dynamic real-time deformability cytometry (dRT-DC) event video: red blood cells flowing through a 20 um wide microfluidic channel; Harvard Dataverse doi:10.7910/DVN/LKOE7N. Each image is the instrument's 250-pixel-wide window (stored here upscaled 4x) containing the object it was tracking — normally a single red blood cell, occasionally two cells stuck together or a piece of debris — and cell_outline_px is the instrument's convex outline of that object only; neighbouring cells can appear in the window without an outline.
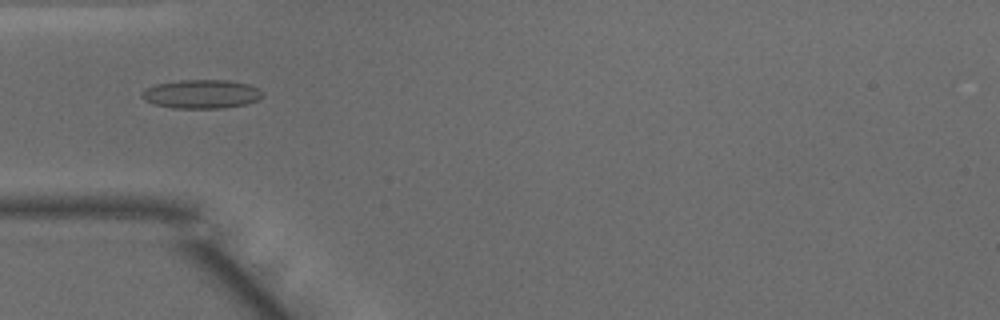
{"species": "common noctule bat (a hibernating species)", "species_latin": "Nyctalus noctula", "temperature_condition": "warm", "stored_images_in_passage": 38, "camera_frame_rate_fps": 3000, "um_per_image_px": 0.085, "animal": {"sex": "male", "body_mass_g": 15.6}, "frame": {"image": 1, "passage_image": 4, "time_ms": 1.0, "image_size_px": [1000, 320], "cell_outline_px": [[264, 96], [256, 100], [244, 104], [224, 108], [172, 108], [152, 104], [144, 100], [140, 96], [140, 92], [144, 88], [156, 84], [180, 80], [228, 80], [248, 84], [264, 92]], "centroid_in_image_um": [17.07, 7.99], "position_along_channel_um": 67.9, "area_um2": 20.4}}
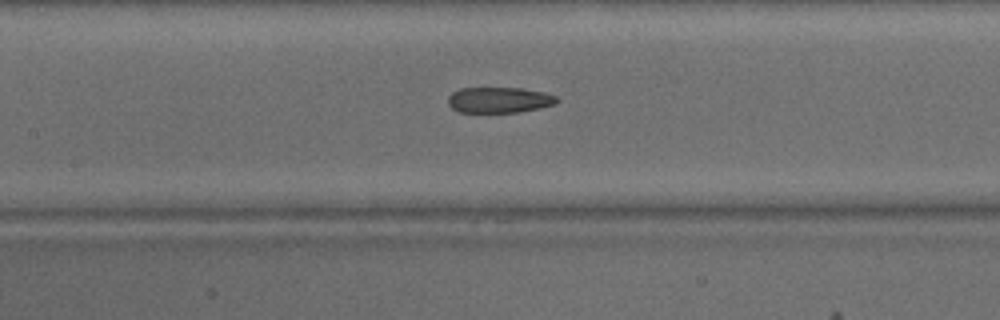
{"frame": {"image": 2, "passage_image": 11, "time_ms": 3.333, "image_size_px": [1000, 320], "cell_outline_px": [[560, 100], [556, 104], [540, 108], [516, 112], [460, 112], [452, 108], [448, 104], [448, 96], [452, 92], [460, 88], [520, 88], [544, 92], [556, 96]], "centroid_in_image_um": [42.44, 8.49], "position_along_channel_um": 165.0, "area_um2": 16.36}}
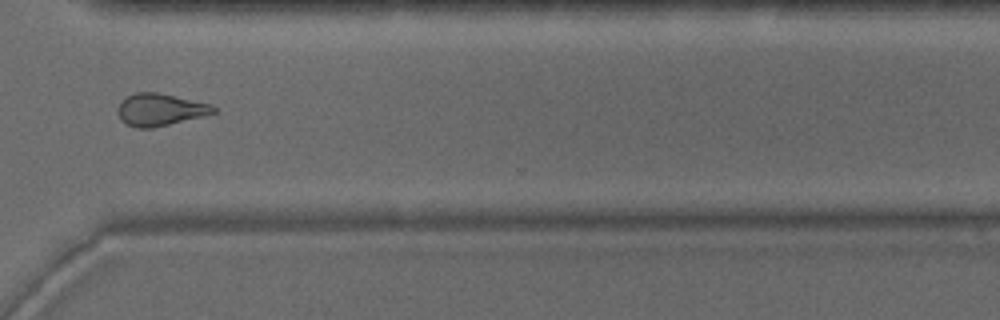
{"frame": {"image": 3, "passage_image": 25, "time_ms": 8.0, "image_size_px": [1000, 320], "cell_outline_px": [[216, 112], [152, 128], [136, 128], [128, 124], [120, 116], [120, 104], [128, 96], [136, 92], [156, 92], [212, 104], [216, 108]], "centroid_in_image_um": [13.65, 9.31], "position_along_channel_um": 357.0, "area_um2": 17.28}, "authors_computed_cell_mechanics": {"area_um2": 18.1492, "velocity_mm_per_s": 4.1131, "shape_relaxation_time_tau1_ms": null, "shape_relaxation_time_tau2_ms": 2.7489, "deformation_change_tau1": null, "deformation_change_tau2": 0.1064}}